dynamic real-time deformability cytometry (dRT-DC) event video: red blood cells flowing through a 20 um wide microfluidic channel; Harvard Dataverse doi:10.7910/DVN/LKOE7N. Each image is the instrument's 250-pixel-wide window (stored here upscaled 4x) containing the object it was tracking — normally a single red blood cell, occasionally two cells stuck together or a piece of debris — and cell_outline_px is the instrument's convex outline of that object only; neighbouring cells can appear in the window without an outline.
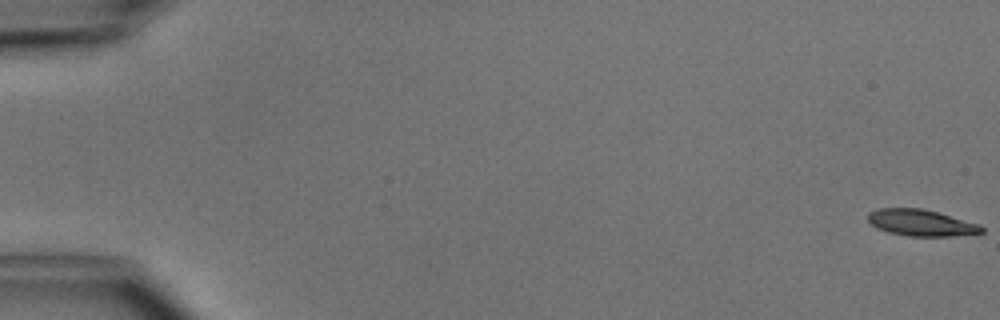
{"species": "common noctule bat (a hibernating species)", "species_latin": "Nyctalus noctula", "temperature_condition": "cold", "stored_images_in_passage": 50, "camera_frame_rate_fps": 3000, "um_per_image_px": 0.085, "animal": {"sex": "male", "body_mass_g": 15.6}, "frame": {"image": 1, "passage_image": 1, "time_ms": 0.0, "image_size_px": [1000, 320], "cell_outline_px": [[984, 232], [948, 236], [908, 236], [888, 232], [876, 228], [868, 220], [868, 212], [880, 208], [924, 208], [980, 224], [984, 228]], "centroid_in_image_um": [78.28, 18.93], "position_along_channel_um": 6.7, "area_um2": 17.51}}
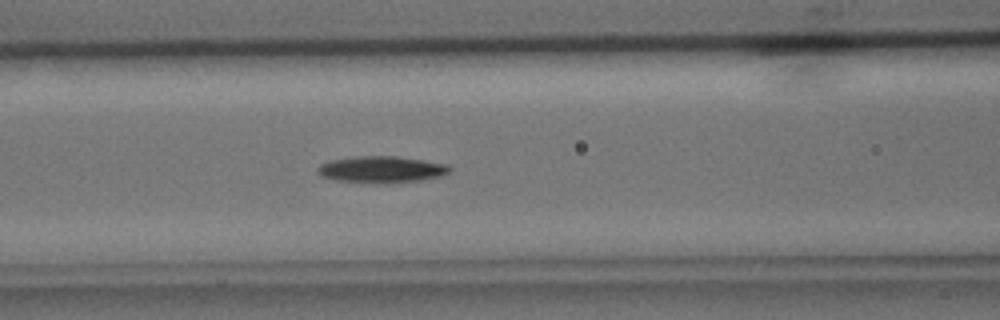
{"frame": {"image": 2, "passage_image": 22, "time_ms": 7.0, "image_size_px": [1000, 320], "cell_outline_px": [[452, 168], [448, 172], [440, 176], [420, 180], [336, 180], [320, 176], [316, 172], [316, 168], [320, 164], [332, 160], [352, 156], [396, 156], [424, 160], [448, 164]], "centroid_in_image_um": [32.41, 14.34], "position_along_channel_um": 134.2, "area_um2": 19.42}}
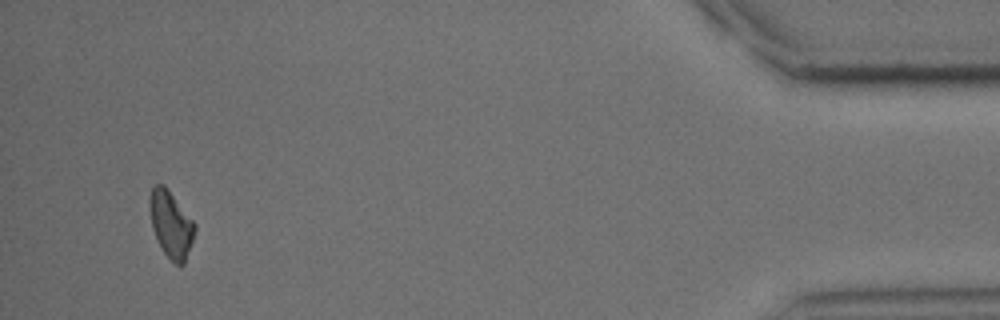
{"frame": {"image": 3, "passage_image": 48, "time_ms": 15.667, "image_size_px": [1000, 320], "cell_outline_px": [[196, 232], [192, 244], [184, 264], [180, 268], [164, 252], [152, 228], [148, 208], [148, 200], [152, 188], [156, 184], [164, 184], [196, 224]], "centroid_in_image_um": [14.54, 19.06], "position_along_channel_um": 420.7, "area_um2": 17.63}, "authors_computed_cell_mechanics": {"area_um2": 18.5249, "velocity_mm_per_s": 4.1016, "shape_relaxation_time_tau1_ms": 4.0131, "shape_relaxation_time_tau2_ms": null, "deformation_change_tau1": 0.1397, "deformation_change_tau2": null}}